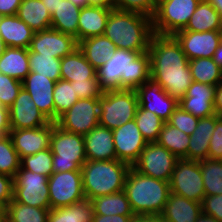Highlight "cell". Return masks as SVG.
I'll return each mask as SVG.
<instances>
[{
  "label": "cell",
  "mask_w": 222,
  "mask_h": 222,
  "mask_svg": "<svg viewBox=\"0 0 222 222\" xmlns=\"http://www.w3.org/2000/svg\"><path fill=\"white\" fill-rule=\"evenodd\" d=\"M150 77L178 101L193 82L189 59L173 35L154 34L148 49Z\"/></svg>",
  "instance_id": "obj_1"
},
{
  "label": "cell",
  "mask_w": 222,
  "mask_h": 222,
  "mask_svg": "<svg viewBox=\"0 0 222 222\" xmlns=\"http://www.w3.org/2000/svg\"><path fill=\"white\" fill-rule=\"evenodd\" d=\"M104 35L118 49L147 52L154 35L152 18L138 12L112 9Z\"/></svg>",
  "instance_id": "obj_2"
},
{
  "label": "cell",
  "mask_w": 222,
  "mask_h": 222,
  "mask_svg": "<svg viewBox=\"0 0 222 222\" xmlns=\"http://www.w3.org/2000/svg\"><path fill=\"white\" fill-rule=\"evenodd\" d=\"M123 191L134 215H160L170 194L169 182L129 169Z\"/></svg>",
  "instance_id": "obj_3"
},
{
  "label": "cell",
  "mask_w": 222,
  "mask_h": 222,
  "mask_svg": "<svg viewBox=\"0 0 222 222\" xmlns=\"http://www.w3.org/2000/svg\"><path fill=\"white\" fill-rule=\"evenodd\" d=\"M131 166L120 160H87L81 167L86 199L123 191Z\"/></svg>",
  "instance_id": "obj_4"
},
{
  "label": "cell",
  "mask_w": 222,
  "mask_h": 222,
  "mask_svg": "<svg viewBox=\"0 0 222 222\" xmlns=\"http://www.w3.org/2000/svg\"><path fill=\"white\" fill-rule=\"evenodd\" d=\"M50 149L53 172L81 170L86 160L84 136L63 130L54 122Z\"/></svg>",
  "instance_id": "obj_5"
},
{
  "label": "cell",
  "mask_w": 222,
  "mask_h": 222,
  "mask_svg": "<svg viewBox=\"0 0 222 222\" xmlns=\"http://www.w3.org/2000/svg\"><path fill=\"white\" fill-rule=\"evenodd\" d=\"M138 106L135 90L103 91L99 98V125L110 130L121 127L134 120Z\"/></svg>",
  "instance_id": "obj_6"
},
{
  "label": "cell",
  "mask_w": 222,
  "mask_h": 222,
  "mask_svg": "<svg viewBox=\"0 0 222 222\" xmlns=\"http://www.w3.org/2000/svg\"><path fill=\"white\" fill-rule=\"evenodd\" d=\"M201 0H163L152 17L153 31L157 35H174L186 27Z\"/></svg>",
  "instance_id": "obj_7"
},
{
  "label": "cell",
  "mask_w": 222,
  "mask_h": 222,
  "mask_svg": "<svg viewBox=\"0 0 222 222\" xmlns=\"http://www.w3.org/2000/svg\"><path fill=\"white\" fill-rule=\"evenodd\" d=\"M48 178L20 166L14 177L13 200L37 208H50Z\"/></svg>",
  "instance_id": "obj_8"
},
{
  "label": "cell",
  "mask_w": 222,
  "mask_h": 222,
  "mask_svg": "<svg viewBox=\"0 0 222 222\" xmlns=\"http://www.w3.org/2000/svg\"><path fill=\"white\" fill-rule=\"evenodd\" d=\"M169 186L170 192L202 203L205 190L199 161L178 159Z\"/></svg>",
  "instance_id": "obj_9"
},
{
  "label": "cell",
  "mask_w": 222,
  "mask_h": 222,
  "mask_svg": "<svg viewBox=\"0 0 222 222\" xmlns=\"http://www.w3.org/2000/svg\"><path fill=\"white\" fill-rule=\"evenodd\" d=\"M178 158L157 142L147 143L132 165L142 175L170 181Z\"/></svg>",
  "instance_id": "obj_10"
},
{
  "label": "cell",
  "mask_w": 222,
  "mask_h": 222,
  "mask_svg": "<svg viewBox=\"0 0 222 222\" xmlns=\"http://www.w3.org/2000/svg\"><path fill=\"white\" fill-rule=\"evenodd\" d=\"M50 209L85 199L81 170L53 172L48 178Z\"/></svg>",
  "instance_id": "obj_11"
},
{
  "label": "cell",
  "mask_w": 222,
  "mask_h": 222,
  "mask_svg": "<svg viewBox=\"0 0 222 222\" xmlns=\"http://www.w3.org/2000/svg\"><path fill=\"white\" fill-rule=\"evenodd\" d=\"M55 123L65 131L88 134L99 125V98L79 99Z\"/></svg>",
  "instance_id": "obj_12"
},
{
  "label": "cell",
  "mask_w": 222,
  "mask_h": 222,
  "mask_svg": "<svg viewBox=\"0 0 222 222\" xmlns=\"http://www.w3.org/2000/svg\"><path fill=\"white\" fill-rule=\"evenodd\" d=\"M140 52L117 49L97 70L103 91L128 89V68Z\"/></svg>",
  "instance_id": "obj_13"
},
{
  "label": "cell",
  "mask_w": 222,
  "mask_h": 222,
  "mask_svg": "<svg viewBox=\"0 0 222 222\" xmlns=\"http://www.w3.org/2000/svg\"><path fill=\"white\" fill-rule=\"evenodd\" d=\"M135 91L139 106L156 114L165 123L178 107V100L169 96L151 77Z\"/></svg>",
  "instance_id": "obj_14"
},
{
  "label": "cell",
  "mask_w": 222,
  "mask_h": 222,
  "mask_svg": "<svg viewBox=\"0 0 222 222\" xmlns=\"http://www.w3.org/2000/svg\"><path fill=\"white\" fill-rule=\"evenodd\" d=\"M112 131L117 160L123 161L132 167L147 144L137 127L136 121L126 122Z\"/></svg>",
  "instance_id": "obj_15"
},
{
  "label": "cell",
  "mask_w": 222,
  "mask_h": 222,
  "mask_svg": "<svg viewBox=\"0 0 222 222\" xmlns=\"http://www.w3.org/2000/svg\"><path fill=\"white\" fill-rule=\"evenodd\" d=\"M173 36L189 60L212 58L222 41L221 31H177Z\"/></svg>",
  "instance_id": "obj_16"
},
{
  "label": "cell",
  "mask_w": 222,
  "mask_h": 222,
  "mask_svg": "<svg viewBox=\"0 0 222 222\" xmlns=\"http://www.w3.org/2000/svg\"><path fill=\"white\" fill-rule=\"evenodd\" d=\"M76 48H78V42L73 36L50 28L35 32L28 49L31 52L52 55L61 59L71 54Z\"/></svg>",
  "instance_id": "obj_17"
},
{
  "label": "cell",
  "mask_w": 222,
  "mask_h": 222,
  "mask_svg": "<svg viewBox=\"0 0 222 222\" xmlns=\"http://www.w3.org/2000/svg\"><path fill=\"white\" fill-rule=\"evenodd\" d=\"M54 122L34 129L11 130L9 136L20 160L50 148Z\"/></svg>",
  "instance_id": "obj_18"
},
{
  "label": "cell",
  "mask_w": 222,
  "mask_h": 222,
  "mask_svg": "<svg viewBox=\"0 0 222 222\" xmlns=\"http://www.w3.org/2000/svg\"><path fill=\"white\" fill-rule=\"evenodd\" d=\"M11 130L34 129L47 125L50 121L36 107L30 94L22 88L9 108Z\"/></svg>",
  "instance_id": "obj_19"
},
{
  "label": "cell",
  "mask_w": 222,
  "mask_h": 222,
  "mask_svg": "<svg viewBox=\"0 0 222 222\" xmlns=\"http://www.w3.org/2000/svg\"><path fill=\"white\" fill-rule=\"evenodd\" d=\"M215 89L216 86L193 81L178 105L198 118L215 115Z\"/></svg>",
  "instance_id": "obj_20"
},
{
  "label": "cell",
  "mask_w": 222,
  "mask_h": 222,
  "mask_svg": "<svg viewBox=\"0 0 222 222\" xmlns=\"http://www.w3.org/2000/svg\"><path fill=\"white\" fill-rule=\"evenodd\" d=\"M55 83L56 81L34 72H30L22 81L23 88L30 94L31 100L51 122H55V105L53 99Z\"/></svg>",
  "instance_id": "obj_21"
},
{
  "label": "cell",
  "mask_w": 222,
  "mask_h": 222,
  "mask_svg": "<svg viewBox=\"0 0 222 222\" xmlns=\"http://www.w3.org/2000/svg\"><path fill=\"white\" fill-rule=\"evenodd\" d=\"M86 160H116L113 131L96 126L88 134L84 135Z\"/></svg>",
  "instance_id": "obj_22"
},
{
  "label": "cell",
  "mask_w": 222,
  "mask_h": 222,
  "mask_svg": "<svg viewBox=\"0 0 222 222\" xmlns=\"http://www.w3.org/2000/svg\"><path fill=\"white\" fill-rule=\"evenodd\" d=\"M219 119L216 114L199 118L196 129L190 135L187 156L184 159L201 161L208 158L210 138Z\"/></svg>",
  "instance_id": "obj_23"
},
{
  "label": "cell",
  "mask_w": 222,
  "mask_h": 222,
  "mask_svg": "<svg viewBox=\"0 0 222 222\" xmlns=\"http://www.w3.org/2000/svg\"><path fill=\"white\" fill-rule=\"evenodd\" d=\"M202 213V203L170 192L160 216L165 222H196Z\"/></svg>",
  "instance_id": "obj_24"
},
{
  "label": "cell",
  "mask_w": 222,
  "mask_h": 222,
  "mask_svg": "<svg viewBox=\"0 0 222 222\" xmlns=\"http://www.w3.org/2000/svg\"><path fill=\"white\" fill-rule=\"evenodd\" d=\"M34 34L17 15L0 16V36L7 47L28 49Z\"/></svg>",
  "instance_id": "obj_25"
},
{
  "label": "cell",
  "mask_w": 222,
  "mask_h": 222,
  "mask_svg": "<svg viewBox=\"0 0 222 222\" xmlns=\"http://www.w3.org/2000/svg\"><path fill=\"white\" fill-rule=\"evenodd\" d=\"M112 8L88 6L81 9L78 20V43L89 37L104 35Z\"/></svg>",
  "instance_id": "obj_26"
},
{
  "label": "cell",
  "mask_w": 222,
  "mask_h": 222,
  "mask_svg": "<svg viewBox=\"0 0 222 222\" xmlns=\"http://www.w3.org/2000/svg\"><path fill=\"white\" fill-rule=\"evenodd\" d=\"M60 74L61 79L69 82L98 79L97 70L86 60L79 48L61 58Z\"/></svg>",
  "instance_id": "obj_27"
},
{
  "label": "cell",
  "mask_w": 222,
  "mask_h": 222,
  "mask_svg": "<svg viewBox=\"0 0 222 222\" xmlns=\"http://www.w3.org/2000/svg\"><path fill=\"white\" fill-rule=\"evenodd\" d=\"M78 48L84 53L86 60L96 70L118 49L105 35L93 36L81 40L78 43Z\"/></svg>",
  "instance_id": "obj_28"
},
{
  "label": "cell",
  "mask_w": 222,
  "mask_h": 222,
  "mask_svg": "<svg viewBox=\"0 0 222 222\" xmlns=\"http://www.w3.org/2000/svg\"><path fill=\"white\" fill-rule=\"evenodd\" d=\"M0 73L22 82L30 73L28 49L7 47L0 56Z\"/></svg>",
  "instance_id": "obj_29"
},
{
  "label": "cell",
  "mask_w": 222,
  "mask_h": 222,
  "mask_svg": "<svg viewBox=\"0 0 222 222\" xmlns=\"http://www.w3.org/2000/svg\"><path fill=\"white\" fill-rule=\"evenodd\" d=\"M222 17L207 1L201 0L186 27L179 31H221Z\"/></svg>",
  "instance_id": "obj_30"
},
{
  "label": "cell",
  "mask_w": 222,
  "mask_h": 222,
  "mask_svg": "<svg viewBox=\"0 0 222 222\" xmlns=\"http://www.w3.org/2000/svg\"><path fill=\"white\" fill-rule=\"evenodd\" d=\"M81 9L69 0L60 3L51 16V28L73 36L78 42V20Z\"/></svg>",
  "instance_id": "obj_31"
},
{
  "label": "cell",
  "mask_w": 222,
  "mask_h": 222,
  "mask_svg": "<svg viewBox=\"0 0 222 222\" xmlns=\"http://www.w3.org/2000/svg\"><path fill=\"white\" fill-rule=\"evenodd\" d=\"M17 16L34 32L51 28V15L41 0H22Z\"/></svg>",
  "instance_id": "obj_32"
},
{
  "label": "cell",
  "mask_w": 222,
  "mask_h": 222,
  "mask_svg": "<svg viewBox=\"0 0 222 222\" xmlns=\"http://www.w3.org/2000/svg\"><path fill=\"white\" fill-rule=\"evenodd\" d=\"M93 216V203L85 198L66 207L50 209L48 222H92Z\"/></svg>",
  "instance_id": "obj_33"
},
{
  "label": "cell",
  "mask_w": 222,
  "mask_h": 222,
  "mask_svg": "<svg viewBox=\"0 0 222 222\" xmlns=\"http://www.w3.org/2000/svg\"><path fill=\"white\" fill-rule=\"evenodd\" d=\"M94 214L101 215H134L124 191L99 196L91 200Z\"/></svg>",
  "instance_id": "obj_34"
},
{
  "label": "cell",
  "mask_w": 222,
  "mask_h": 222,
  "mask_svg": "<svg viewBox=\"0 0 222 222\" xmlns=\"http://www.w3.org/2000/svg\"><path fill=\"white\" fill-rule=\"evenodd\" d=\"M50 208H37L10 201L4 208L5 222H48Z\"/></svg>",
  "instance_id": "obj_35"
},
{
  "label": "cell",
  "mask_w": 222,
  "mask_h": 222,
  "mask_svg": "<svg viewBox=\"0 0 222 222\" xmlns=\"http://www.w3.org/2000/svg\"><path fill=\"white\" fill-rule=\"evenodd\" d=\"M189 141V135L166 122L156 142L173 153L178 159H184L187 156Z\"/></svg>",
  "instance_id": "obj_36"
},
{
  "label": "cell",
  "mask_w": 222,
  "mask_h": 222,
  "mask_svg": "<svg viewBox=\"0 0 222 222\" xmlns=\"http://www.w3.org/2000/svg\"><path fill=\"white\" fill-rule=\"evenodd\" d=\"M192 80L212 86L222 83V69L212 58H198L189 60Z\"/></svg>",
  "instance_id": "obj_37"
},
{
  "label": "cell",
  "mask_w": 222,
  "mask_h": 222,
  "mask_svg": "<svg viewBox=\"0 0 222 222\" xmlns=\"http://www.w3.org/2000/svg\"><path fill=\"white\" fill-rule=\"evenodd\" d=\"M205 195H222V160L199 161Z\"/></svg>",
  "instance_id": "obj_38"
},
{
  "label": "cell",
  "mask_w": 222,
  "mask_h": 222,
  "mask_svg": "<svg viewBox=\"0 0 222 222\" xmlns=\"http://www.w3.org/2000/svg\"><path fill=\"white\" fill-rule=\"evenodd\" d=\"M28 56L30 72L39 73L56 82L61 79V59L52 55H41V53L31 52L29 49Z\"/></svg>",
  "instance_id": "obj_39"
},
{
  "label": "cell",
  "mask_w": 222,
  "mask_h": 222,
  "mask_svg": "<svg viewBox=\"0 0 222 222\" xmlns=\"http://www.w3.org/2000/svg\"><path fill=\"white\" fill-rule=\"evenodd\" d=\"M134 120L147 143L156 142L158 140L159 133L165 122L156 114L138 106Z\"/></svg>",
  "instance_id": "obj_40"
},
{
  "label": "cell",
  "mask_w": 222,
  "mask_h": 222,
  "mask_svg": "<svg viewBox=\"0 0 222 222\" xmlns=\"http://www.w3.org/2000/svg\"><path fill=\"white\" fill-rule=\"evenodd\" d=\"M53 99L55 105V121L79 100L74 85L63 79H60L55 83Z\"/></svg>",
  "instance_id": "obj_41"
},
{
  "label": "cell",
  "mask_w": 222,
  "mask_h": 222,
  "mask_svg": "<svg viewBox=\"0 0 222 222\" xmlns=\"http://www.w3.org/2000/svg\"><path fill=\"white\" fill-rule=\"evenodd\" d=\"M20 161L11 137L0 136V174L14 178L20 168Z\"/></svg>",
  "instance_id": "obj_42"
},
{
  "label": "cell",
  "mask_w": 222,
  "mask_h": 222,
  "mask_svg": "<svg viewBox=\"0 0 222 222\" xmlns=\"http://www.w3.org/2000/svg\"><path fill=\"white\" fill-rule=\"evenodd\" d=\"M150 78V56L148 51L140 53L128 68V90H136Z\"/></svg>",
  "instance_id": "obj_43"
},
{
  "label": "cell",
  "mask_w": 222,
  "mask_h": 222,
  "mask_svg": "<svg viewBox=\"0 0 222 222\" xmlns=\"http://www.w3.org/2000/svg\"><path fill=\"white\" fill-rule=\"evenodd\" d=\"M53 154L50 148L40 151L34 155L21 159L20 166L23 169L50 176L53 173Z\"/></svg>",
  "instance_id": "obj_44"
},
{
  "label": "cell",
  "mask_w": 222,
  "mask_h": 222,
  "mask_svg": "<svg viewBox=\"0 0 222 222\" xmlns=\"http://www.w3.org/2000/svg\"><path fill=\"white\" fill-rule=\"evenodd\" d=\"M22 88L21 81L0 73V105L10 108Z\"/></svg>",
  "instance_id": "obj_45"
},
{
  "label": "cell",
  "mask_w": 222,
  "mask_h": 222,
  "mask_svg": "<svg viewBox=\"0 0 222 222\" xmlns=\"http://www.w3.org/2000/svg\"><path fill=\"white\" fill-rule=\"evenodd\" d=\"M199 118L184 111L179 105L171 114L168 123L183 131L186 135H192L197 127Z\"/></svg>",
  "instance_id": "obj_46"
},
{
  "label": "cell",
  "mask_w": 222,
  "mask_h": 222,
  "mask_svg": "<svg viewBox=\"0 0 222 222\" xmlns=\"http://www.w3.org/2000/svg\"><path fill=\"white\" fill-rule=\"evenodd\" d=\"M157 5L153 0H114V9L131 11L153 17Z\"/></svg>",
  "instance_id": "obj_47"
},
{
  "label": "cell",
  "mask_w": 222,
  "mask_h": 222,
  "mask_svg": "<svg viewBox=\"0 0 222 222\" xmlns=\"http://www.w3.org/2000/svg\"><path fill=\"white\" fill-rule=\"evenodd\" d=\"M79 99L100 98L103 90L98 79H86L85 81L71 82Z\"/></svg>",
  "instance_id": "obj_48"
},
{
  "label": "cell",
  "mask_w": 222,
  "mask_h": 222,
  "mask_svg": "<svg viewBox=\"0 0 222 222\" xmlns=\"http://www.w3.org/2000/svg\"><path fill=\"white\" fill-rule=\"evenodd\" d=\"M202 212L222 222V195H205Z\"/></svg>",
  "instance_id": "obj_49"
},
{
  "label": "cell",
  "mask_w": 222,
  "mask_h": 222,
  "mask_svg": "<svg viewBox=\"0 0 222 222\" xmlns=\"http://www.w3.org/2000/svg\"><path fill=\"white\" fill-rule=\"evenodd\" d=\"M208 158L222 160V120L216 122L214 132L210 138Z\"/></svg>",
  "instance_id": "obj_50"
},
{
  "label": "cell",
  "mask_w": 222,
  "mask_h": 222,
  "mask_svg": "<svg viewBox=\"0 0 222 222\" xmlns=\"http://www.w3.org/2000/svg\"><path fill=\"white\" fill-rule=\"evenodd\" d=\"M14 178L0 174V204L5 208L13 200Z\"/></svg>",
  "instance_id": "obj_51"
},
{
  "label": "cell",
  "mask_w": 222,
  "mask_h": 222,
  "mask_svg": "<svg viewBox=\"0 0 222 222\" xmlns=\"http://www.w3.org/2000/svg\"><path fill=\"white\" fill-rule=\"evenodd\" d=\"M22 0H0V16L17 15Z\"/></svg>",
  "instance_id": "obj_52"
},
{
  "label": "cell",
  "mask_w": 222,
  "mask_h": 222,
  "mask_svg": "<svg viewBox=\"0 0 222 222\" xmlns=\"http://www.w3.org/2000/svg\"><path fill=\"white\" fill-rule=\"evenodd\" d=\"M134 215H101L94 214L92 222H130Z\"/></svg>",
  "instance_id": "obj_53"
},
{
  "label": "cell",
  "mask_w": 222,
  "mask_h": 222,
  "mask_svg": "<svg viewBox=\"0 0 222 222\" xmlns=\"http://www.w3.org/2000/svg\"><path fill=\"white\" fill-rule=\"evenodd\" d=\"M10 131L9 108L0 105V136L9 135Z\"/></svg>",
  "instance_id": "obj_54"
},
{
  "label": "cell",
  "mask_w": 222,
  "mask_h": 222,
  "mask_svg": "<svg viewBox=\"0 0 222 222\" xmlns=\"http://www.w3.org/2000/svg\"><path fill=\"white\" fill-rule=\"evenodd\" d=\"M214 110L216 115L222 116V83L217 85L215 89Z\"/></svg>",
  "instance_id": "obj_55"
},
{
  "label": "cell",
  "mask_w": 222,
  "mask_h": 222,
  "mask_svg": "<svg viewBox=\"0 0 222 222\" xmlns=\"http://www.w3.org/2000/svg\"><path fill=\"white\" fill-rule=\"evenodd\" d=\"M130 222H165L160 215H134Z\"/></svg>",
  "instance_id": "obj_56"
},
{
  "label": "cell",
  "mask_w": 222,
  "mask_h": 222,
  "mask_svg": "<svg viewBox=\"0 0 222 222\" xmlns=\"http://www.w3.org/2000/svg\"><path fill=\"white\" fill-rule=\"evenodd\" d=\"M90 6H101L105 8H114V0H88Z\"/></svg>",
  "instance_id": "obj_57"
},
{
  "label": "cell",
  "mask_w": 222,
  "mask_h": 222,
  "mask_svg": "<svg viewBox=\"0 0 222 222\" xmlns=\"http://www.w3.org/2000/svg\"><path fill=\"white\" fill-rule=\"evenodd\" d=\"M44 6L47 8L49 14L52 16L55 9H57L60 0H41Z\"/></svg>",
  "instance_id": "obj_58"
},
{
  "label": "cell",
  "mask_w": 222,
  "mask_h": 222,
  "mask_svg": "<svg viewBox=\"0 0 222 222\" xmlns=\"http://www.w3.org/2000/svg\"><path fill=\"white\" fill-rule=\"evenodd\" d=\"M212 59L222 69V41L219 43Z\"/></svg>",
  "instance_id": "obj_59"
},
{
  "label": "cell",
  "mask_w": 222,
  "mask_h": 222,
  "mask_svg": "<svg viewBox=\"0 0 222 222\" xmlns=\"http://www.w3.org/2000/svg\"><path fill=\"white\" fill-rule=\"evenodd\" d=\"M196 222H219L217 219H215L212 216H208L207 214H204L203 212L198 216V219Z\"/></svg>",
  "instance_id": "obj_60"
},
{
  "label": "cell",
  "mask_w": 222,
  "mask_h": 222,
  "mask_svg": "<svg viewBox=\"0 0 222 222\" xmlns=\"http://www.w3.org/2000/svg\"><path fill=\"white\" fill-rule=\"evenodd\" d=\"M222 17V0H207Z\"/></svg>",
  "instance_id": "obj_61"
},
{
  "label": "cell",
  "mask_w": 222,
  "mask_h": 222,
  "mask_svg": "<svg viewBox=\"0 0 222 222\" xmlns=\"http://www.w3.org/2000/svg\"><path fill=\"white\" fill-rule=\"evenodd\" d=\"M69 1L73 3L75 6L79 7L80 9L90 6L88 0H69Z\"/></svg>",
  "instance_id": "obj_62"
},
{
  "label": "cell",
  "mask_w": 222,
  "mask_h": 222,
  "mask_svg": "<svg viewBox=\"0 0 222 222\" xmlns=\"http://www.w3.org/2000/svg\"><path fill=\"white\" fill-rule=\"evenodd\" d=\"M6 48H7V45L4 43V41L2 40V37L0 36V56L4 53Z\"/></svg>",
  "instance_id": "obj_63"
},
{
  "label": "cell",
  "mask_w": 222,
  "mask_h": 222,
  "mask_svg": "<svg viewBox=\"0 0 222 222\" xmlns=\"http://www.w3.org/2000/svg\"><path fill=\"white\" fill-rule=\"evenodd\" d=\"M0 222H5L4 213H0Z\"/></svg>",
  "instance_id": "obj_64"
},
{
  "label": "cell",
  "mask_w": 222,
  "mask_h": 222,
  "mask_svg": "<svg viewBox=\"0 0 222 222\" xmlns=\"http://www.w3.org/2000/svg\"><path fill=\"white\" fill-rule=\"evenodd\" d=\"M161 1H163V0H153V2H154L156 5H158Z\"/></svg>",
  "instance_id": "obj_65"
},
{
  "label": "cell",
  "mask_w": 222,
  "mask_h": 222,
  "mask_svg": "<svg viewBox=\"0 0 222 222\" xmlns=\"http://www.w3.org/2000/svg\"><path fill=\"white\" fill-rule=\"evenodd\" d=\"M0 213H4V207L0 204Z\"/></svg>",
  "instance_id": "obj_66"
}]
</instances>
